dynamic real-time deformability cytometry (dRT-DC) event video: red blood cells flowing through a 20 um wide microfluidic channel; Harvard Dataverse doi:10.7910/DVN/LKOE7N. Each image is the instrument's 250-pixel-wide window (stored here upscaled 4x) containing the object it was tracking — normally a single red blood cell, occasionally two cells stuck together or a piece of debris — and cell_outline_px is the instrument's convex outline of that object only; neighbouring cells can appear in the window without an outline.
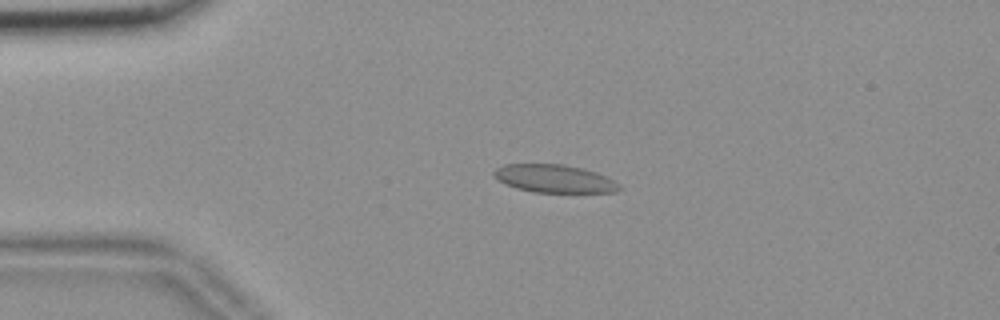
{"species": "common noctule bat (a hibernating species)", "species_latin": "Nyctalus noctula", "temperature_condition": "room temperature", "stored_images_in_passage": 44, "camera_frame_rate_fps": 3000, "um_per_image_px": 0.085, "animal": {"sex": "female", "body_mass_g": 18.4}, "frame": {"image": 1, "passage_image": 1, "time_ms": 0.0, "image_size_px": [1000, 320], "cell_outline_px": [[620, 188], [616, 192], [532, 192], [516, 188], [500, 180], [492, 172], [496, 168], [504, 164], [560, 164], [580, 168], [596, 172], [620, 184]], "centroid_in_image_um": [47.11, 15.18], "position_along_channel_um": 37.9, "area_um2": 20.06}}
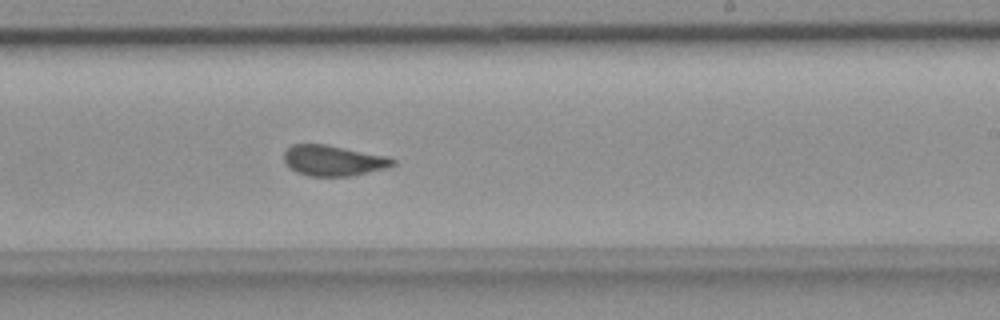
{"frame": {"image": 2, "passage_image": 22, "time_ms": 7.0, "image_size_px": [1000, 320], "cell_outline_px": [[396, 164], [384, 168], [352, 176], [308, 176], [296, 172], [284, 160], [284, 152], [292, 144], [324, 144], [388, 156], [396, 160]], "centroid_in_image_um": [28.34, 13.65], "position_along_channel_um": 260.7, "area_um2": 19.25}}
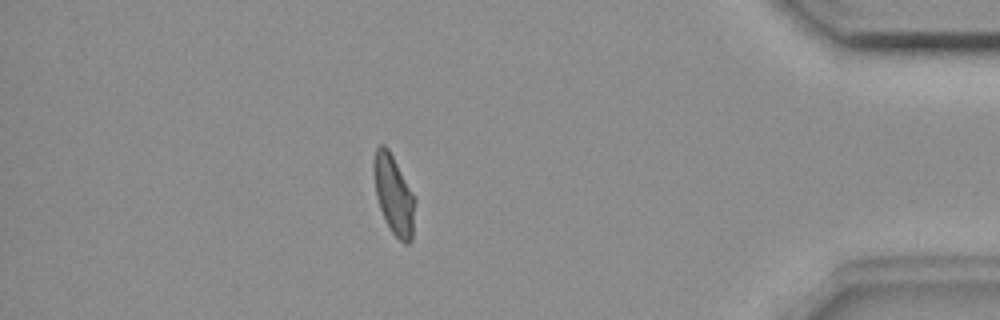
{"frame": {"image": 3, "passage_image": 37, "time_ms": 12.0, "image_size_px": [1000, 320], "cell_outline_px": [[416, 200], [412, 240], [408, 244], [404, 244], [392, 232], [380, 208], [376, 196], [372, 172], [372, 164], [376, 148], [380, 144], [384, 144], [388, 148], [412, 192]], "centroid_in_image_um": [33.46, 16.54], "position_along_channel_um": 401.7, "area_um2": 19.02}, "authors_computed_cell_mechanics": {"area_um2": 19.7965, "velocity_mm_per_s": 3.6517, "shape_relaxation_time_tau1_ms": null, "shape_relaxation_time_tau2_ms": 0.6941, "deformation_change_tau1": null, "deformation_change_tau2": 0.0565}}